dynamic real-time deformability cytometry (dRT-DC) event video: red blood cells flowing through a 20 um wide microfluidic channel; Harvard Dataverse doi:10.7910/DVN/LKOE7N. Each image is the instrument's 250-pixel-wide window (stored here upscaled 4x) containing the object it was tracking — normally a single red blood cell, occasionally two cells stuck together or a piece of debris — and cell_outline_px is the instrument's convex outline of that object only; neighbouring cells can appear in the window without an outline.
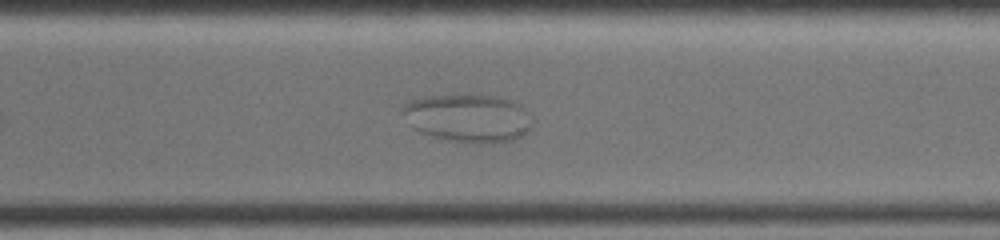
{"species": "common noctule bat (a hibernating species)", "species_latin": "Nyctalus noctula", "temperature_condition": "warm", "stored_images_in_passage": 33, "segment_of_instrument_passage": [2, 2], "camera_frame_rate_fps": 3000, "um_per_image_px": 0.085, "animal": {"sex": "female", "body_mass_g": 19.0, "forearm_length_mm": 51.5}, "frame": {"image": 1, "passage_image": 24, "time_ms": 7.667, "image_size_px": [1000, 240], "cell_outline_px": [[532, 128], [528, 132], [512, 140], [480, 144], [448, 140], [432, 136], [420, 132], [412, 128], [420, 124]], "centroid_in_image_um": [40.13, 11.31], "position_along_channel_um": 330.5, "area_um2": 10.98}}